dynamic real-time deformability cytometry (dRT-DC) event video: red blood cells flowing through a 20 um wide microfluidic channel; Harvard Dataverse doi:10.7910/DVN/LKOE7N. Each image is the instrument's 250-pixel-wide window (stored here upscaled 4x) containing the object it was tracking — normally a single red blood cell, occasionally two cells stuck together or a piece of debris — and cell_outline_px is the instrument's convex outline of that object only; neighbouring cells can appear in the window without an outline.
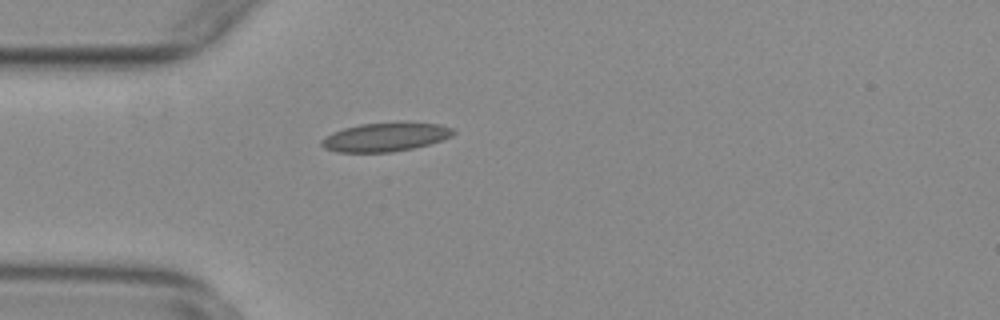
{"species": "common noctule bat (a hibernating species)", "species_latin": "Nyctalus noctula", "temperature_condition": "warm", "stored_images_in_passage": 45, "camera_frame_rate_fps": 3000, "um_per_image_px": 0.085, "animal": {"sex": "female", "body_mass_g": 29.2, "forearm_length_mm": 56.3}, "frame": {"image": 1, "passage_image": 6, "time_ms": 1.667, "image_size_px": [1000, 320], "cell_outline_px": [[456, 132], [452, 136], [444, 140], [412, 148], [392, 152], [336, 152], [324, 148], [320, 144], [320, 140], [324, 136], [332, 132], [344, 128], [360, 124], [440, 124], [452, 128]], "centroid_in_image_um": [32.7, 11.68], "position_along_channel_um": 52.3, "area_um2": 21.62}}
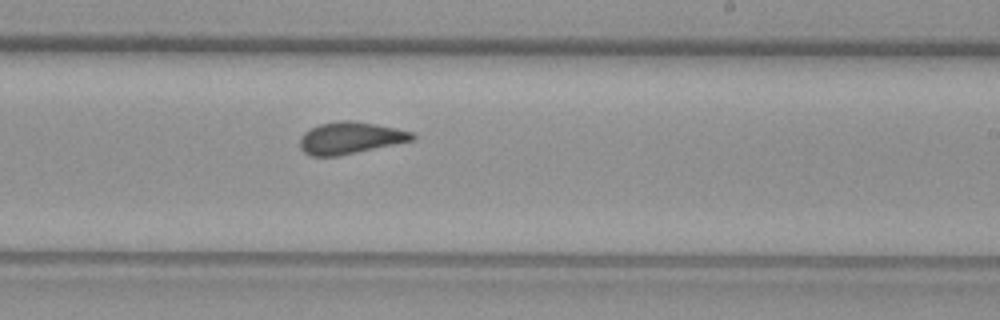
{"frame": {"image": 2, "passage_image": 23, "time_ms": 7.333, "image_size_px": [1000, 320], "cell_outline_px": [[416, 140], [336, 156], [312, 156], [304, 152], [300, 148], [300, 136], [304, 132], [320, 124], [344, 120], [352, 120], [376, 124], [396, 128], [412, 132], [416, 136]], "centroid_in_image_um": [29.79, 11.72], "position_along_channel_um": 259.2, "area_um2": 20.81}}
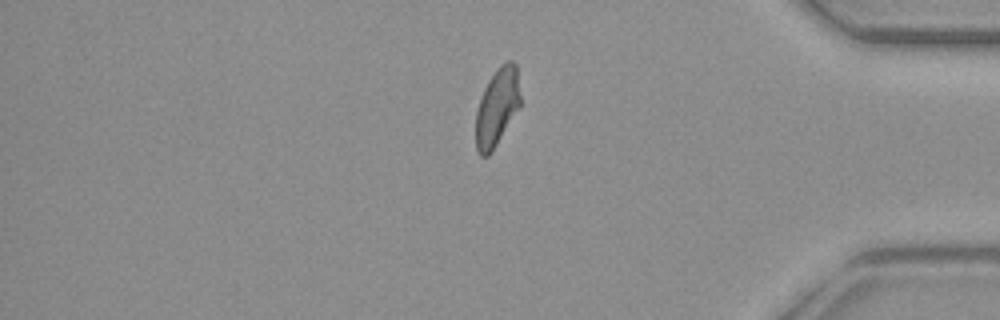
{"frame": {"image": 3, "passage_image": 36, "time_ms": 11.667, "image_size_px": [1000, 320], "cell_outline_px": [[520, 104], [496, 144], [488, 156], [480, 156], [476, 148], [476, 112], [484, 88], [488, 80], [496, 68], [504, 60], [512, 60], [516, 64], [520, 96]], "centroid_in_image_um": [42.24, 9.04], "position_along_channel_um": 393.0, "area_um2": 19.83}, "authors_computed_cell_mechanics": {"area_um2": 20.808, "velocity_mm_per_s": 3.7761, "shape_relaxation_time_tau1_ms": null, "shape_relaxation_time_tau2_ms": 1.2739, "deformation_change_tau1": null, "deformation_change_tau2": 0.0633}}